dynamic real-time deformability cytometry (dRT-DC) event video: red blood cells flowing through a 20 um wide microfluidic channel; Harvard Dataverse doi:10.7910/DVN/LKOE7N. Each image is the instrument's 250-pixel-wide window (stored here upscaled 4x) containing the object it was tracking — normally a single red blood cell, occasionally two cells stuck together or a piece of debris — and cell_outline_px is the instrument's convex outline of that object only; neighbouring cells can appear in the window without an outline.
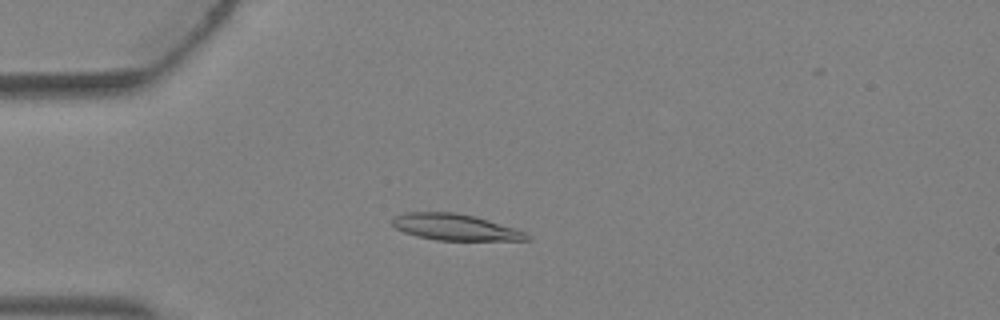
{"species": "Egyptian fruit bat (a non-hibernating species)", "species_latin": "Rousettus aegyptiacus", "temperature_condition": "warm", "stored_images_in_passage": 4, "camera_frame_rate_fps": 3000, "um_per_image_px": 0.085, "animal": {"sex": "female"}, "frame": {"image": 1, "passage_image": 4, "time_ms": 1.0, "image_size_px": [1000, 320], "cell_outline_px": [[532, 240], [436, 240], [416, 236], [404, 232], [396, 228], [392, 224], [392, 220], [396, 216], [408, 212], [456, 212], [488, 220], [516, 228], [532, 236]], "centroid_in_image_um": [38.71, 19.31], "position_along_channel_um": 46.3, "area_um2": 20.52}}